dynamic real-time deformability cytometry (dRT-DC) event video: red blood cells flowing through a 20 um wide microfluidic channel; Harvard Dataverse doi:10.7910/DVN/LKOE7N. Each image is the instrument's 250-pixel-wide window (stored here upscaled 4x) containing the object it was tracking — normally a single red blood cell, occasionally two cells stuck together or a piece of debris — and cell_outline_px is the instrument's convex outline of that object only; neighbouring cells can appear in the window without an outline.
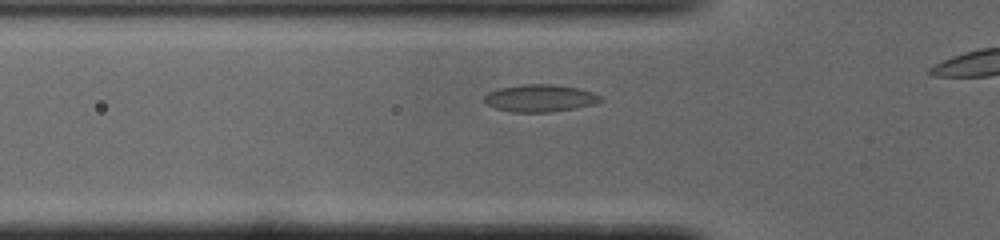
{"species": "common noctule bat (a hibernating species)", "species_latin": "Nyctalus noctula", "temperature_condition": "cold", "stored_images_in_passage": 18, "camera_frame_rate_fps": 3000, "um_per_image_px": 0.085, "animal": {"sex": "male", "body_mass_g": 19.0, "forearm_length_mm": 50.8}, "frame": {"image": 1, "passage_image": 6, "time_ms": 1.667, "image_size_px": [1000, 240], "cell_outline_px": [[604, 100], [596, 104], [576, 108], [552, 112], [512, 112], [496, 108], [488, 104], [484, 100], [484, 96], [488, 92], [500, 88], [520, 84], [552, 84], [580, 88], [592, 92], [600, 96]], "centroid_in_image_um": [45.94, 8.34], "position_along_channel_um": 79.9, "area_um2": 18.61}}
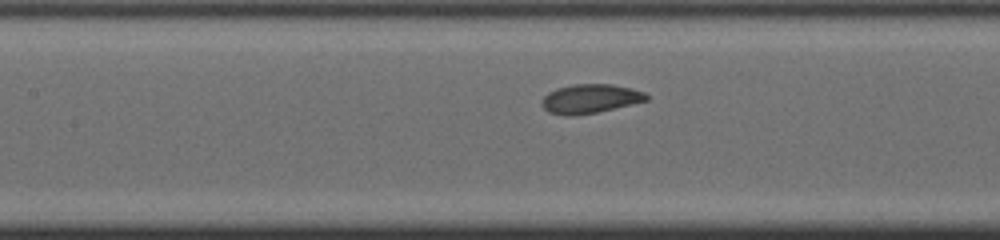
{"frame": {"image": 2, "passage_image": 12, "time_ms": 3.667, "image_size_px": [1000, 240], "cell_outline_px": [[648, 100], [632, 104], [596, 112], [576, 116], [564, 116], [548, 112], [540, 104], [544, 96], [548, 92], [556, 88], [572, 84], [612, 84], [632, 88], [644, 92], [648, 96]], "centroid_in_image_um": [50.13, 8.39], "position_along_channel_um": 157.3, "area_um2": 17.86}}
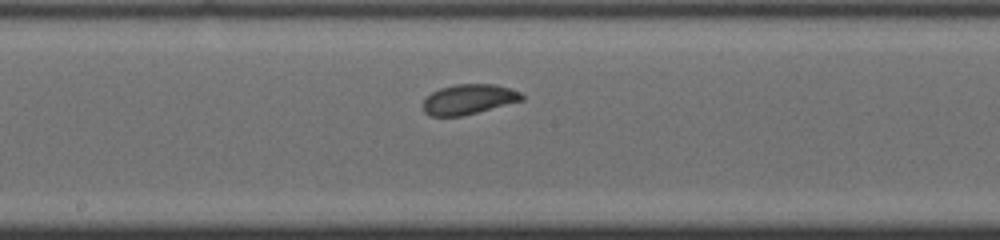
{"frame": {"image": 3, "passage_image": 16, "time_ms": 5.0, "image_size_px": [1000, 240], "cell_outline_px": [[524, 100], [460, 116], [432, 116], [424, 112], [420, 104], [432, 92], [440, 88], [456, 84], [496, 84], [520, 92], [524, 96]], "centroid_in_image_um": [39.81, 8.43], "position_along_channel_um": 208.4, "area_um2": 17.22}}